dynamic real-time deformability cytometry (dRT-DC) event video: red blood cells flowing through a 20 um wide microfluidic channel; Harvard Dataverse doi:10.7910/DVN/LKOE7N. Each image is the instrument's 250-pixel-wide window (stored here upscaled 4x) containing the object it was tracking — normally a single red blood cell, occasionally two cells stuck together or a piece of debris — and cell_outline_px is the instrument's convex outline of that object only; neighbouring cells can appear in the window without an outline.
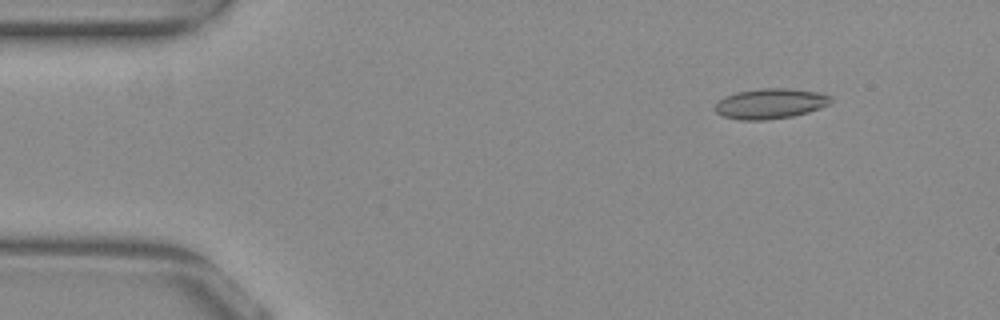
{"species": "common noctule bat (a hibernating species)", "species_latin": "Nyctalus noctula", "temperature_condition": "warm", "stored_images_in_passage": 53, "camera_frame_rate_fps": 3000, "um_per_image_px": 0.085, "animal": {"sex": "female", "body_mass_g": 29.2, "forearm_length_mm": 56.3}, "frame": {"image": 1, "passage_image": 6, "time_ms": 1.667, "image_size_px": [1000, 320], "cell_outline_px": [[832, 100], [828, 104], [820, 108], [808, 112], [792, 116], [768, 120], [740, 120], [724, 116], [716, 112], [712, 108], [724, 96], [736, 92], [760, 88], [788, 88], [820, 92], [832, 96]], "centroid_in_image_um": [65.47, 8.8], "position_along_channel_um": 19.5, "area_um2": 20.58}}
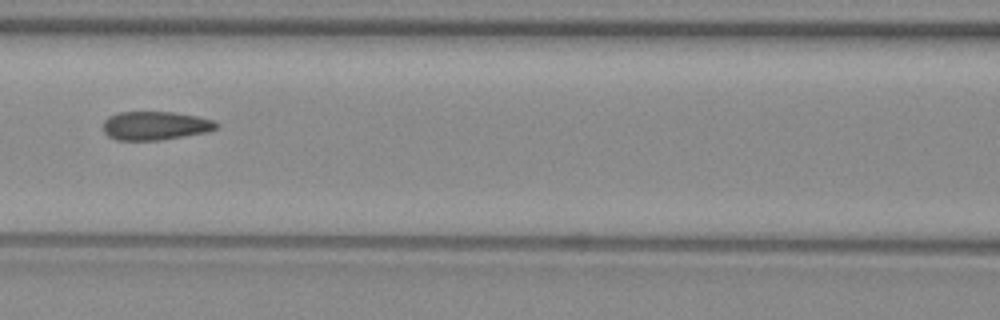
{"frame": {"image": 2, "passage_image": 23, "time_ms": 7.333, "image_size_px": [1000, 320], "cell_outline_px": [[216, 128], [204, 132], [184, 136], [160, 140], [116, 140], [108, 136], [104, 132], [104, 120], [108, 116], [120, 112], [172, 112], [196, 116], [216, 120]], "centroid_in_image_um": [13.16, 10.68], "position_along_channel_um": 153.4, "area_um2": 18.73}}
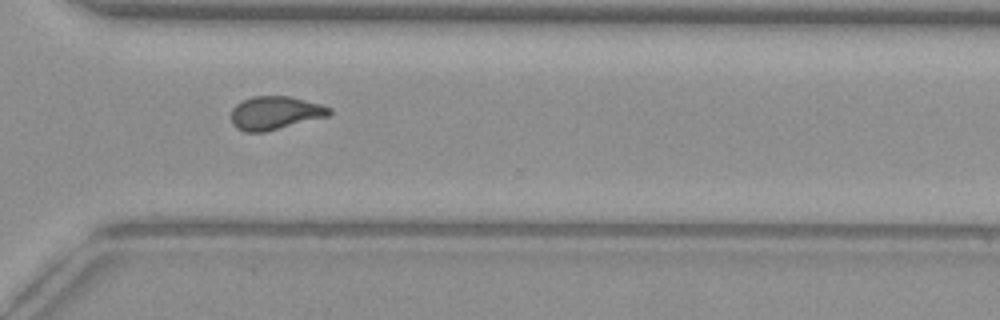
{"frame": {"image": 3, "passage_image": 38, "time_ms": 12.333, "image_size_px": [1000, 320], "cell_outline_px": [[332, 112], [328, 116], [264, 132], [244, 132], [236, 128], [232, 124], [232, 108], [240, 100], [252, 96], [288, 96], [320, 104], [332, 108]], "centroid_in_image_um": [23.35, 9.59], "position_along_channel_um": 347.2, "area_um2": 19.07}, "authors_computed_cell_mechanics": {"area_um2": 19.1896, "velocity_mm_per_s": 3.8882, "shape_relaxation_time_tau1_ms": null, "shape_relaxation_time_tau2_ms": 1.3616, "deformation_change_tau1": null, "deformation_change_tau2": 0.0805}}